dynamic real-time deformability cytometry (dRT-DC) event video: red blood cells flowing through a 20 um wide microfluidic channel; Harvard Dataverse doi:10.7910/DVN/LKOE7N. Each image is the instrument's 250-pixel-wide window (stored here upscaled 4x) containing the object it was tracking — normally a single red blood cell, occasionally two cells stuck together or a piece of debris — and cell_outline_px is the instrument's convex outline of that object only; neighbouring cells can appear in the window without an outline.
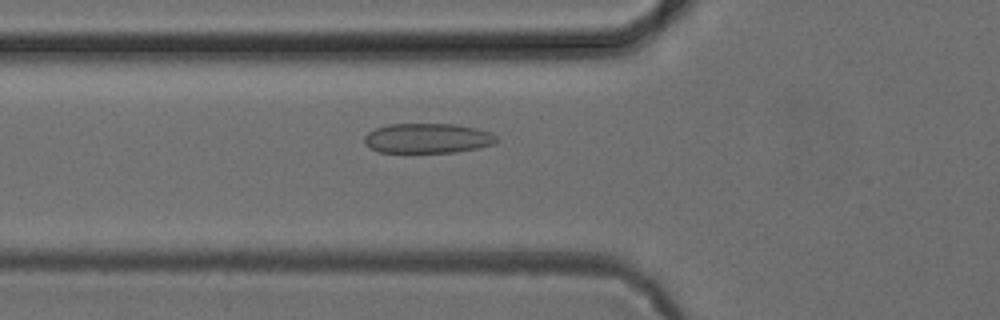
{"species": "common noctule bat (a hibernating species)", "species_latin": "Nyctalus noctula", "temperature_condition": "cold", "stored_images_in_passage": 43, "camera_frame_rate_fps": 3000, "um_per_image_px": 0.085, "animal": {"sex": "female", "body_mass_g": 24.6, "forearm_length_mm": 56.2}, "frame": {"image": 1, "passage_image": 13, "time_ms": 4.0, "image_size_px": [1000, 320], "cell_outline_px": [[500, 140], [496, 144], [476, 148], [452, 152], [380, 152], [364, 144], [364, 136], [368, 132], [376, 128], [388, 124], [456, 124], [476, 128], [492, 132]], "centroid_in_image_um": [36.38, 11.74], "position_along_channel_um": 89.4, "area_um2": 23.06}}
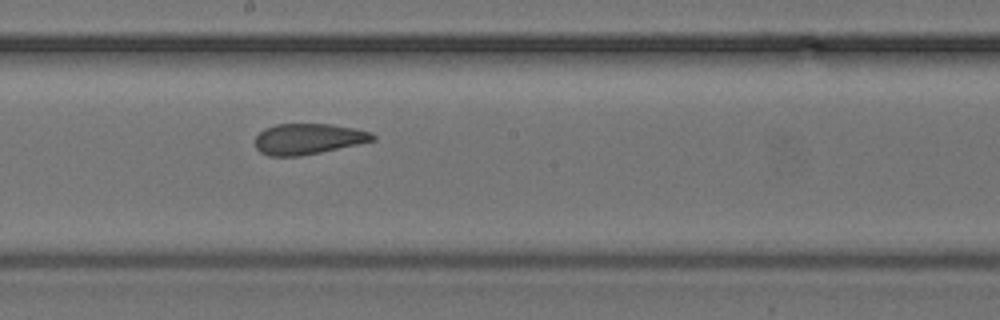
{"frame": {"image": 2, "passage_image": 23, "time_ms": 7.333, "image_size_px": [1000, 320], "cell_outline_px": [[376, 140], [320, 152], [300, 156], [268, 156], [260, 152], [256, 148], [256, 136], [264, 128], [276, 124], [328, 124], [356, 128], [372, 132], [376, 136]], "centroid_in_image_um": [26.2, 11.8], "position_along_channel_um": 222.0, "area_um2": 21.1}}
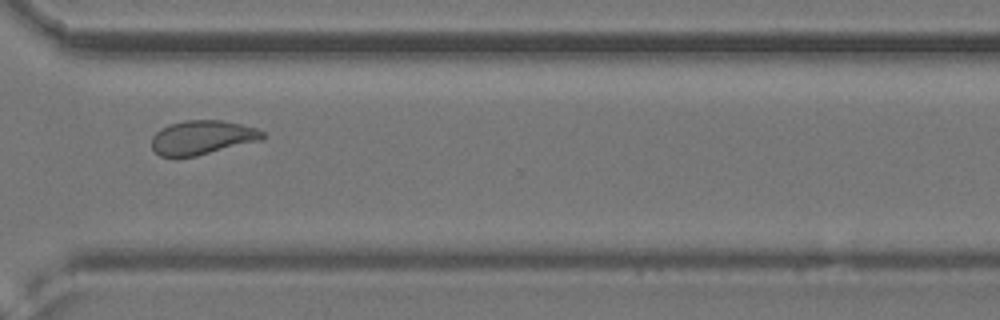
{"frame": {"image": 3, "passage_image": 33, "time_ms": 10.667, "image_size_px": [1000, 320], "cell_outline_px": [[268, 136], [260, 140], [196, 156], [160, 156], [152, 148], [152, 136], [160, 128], [184, 120], [220, 120], [240, 124], [256, 128], [264, 132]], "centroid_in_image_um": [17.2, 11.68], "position_along_channel_um": 353.4, "area_um2": 21.85}}